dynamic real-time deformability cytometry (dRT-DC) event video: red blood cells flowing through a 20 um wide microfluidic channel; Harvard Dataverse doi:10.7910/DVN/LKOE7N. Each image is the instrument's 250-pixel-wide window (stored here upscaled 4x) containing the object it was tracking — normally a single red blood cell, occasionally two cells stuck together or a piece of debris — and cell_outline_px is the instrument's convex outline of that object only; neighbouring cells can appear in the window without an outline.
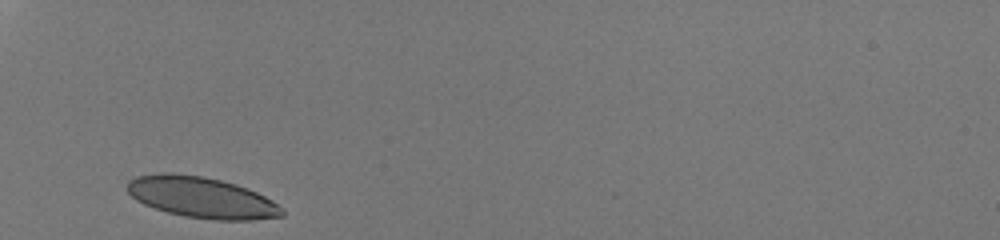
{"species": "human", "species_latin": "Homo sapiens", "temperature_condition": "room temperature", "stored_images_in_passage": 27, "camera_frame_rate_fps": 3000, "um_per_image_px": 0.085, "donor": {"sex": "male"}, "frame": {"image": 1, "passage_image": 1, "time_ms": 0.0, "image_size_px": [1000, 240], "cell_outline_px": [[284, 216], [256, 220], [212, 220], [184, 216], [168, 212], [144, 204], [136, 200], [128, 192], [128, 180], [136, 176], [164, 172], [204, 176], [236, 184], [248, 188], [272, 200], [284, 212]], "centroid_in_image_um": [17.14, 16.78], "position_along_channel_um": 67.9, "area_um2": 36.93}}
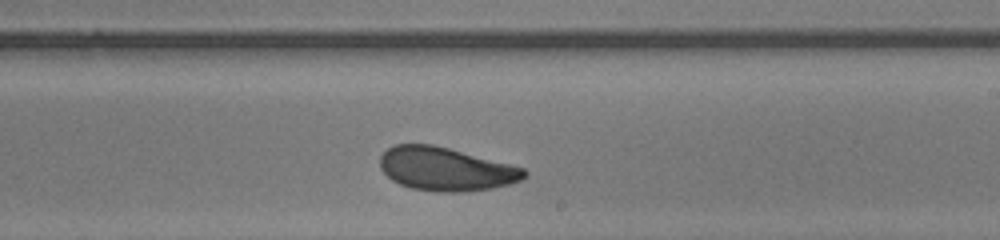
{"frame": {"image": 2, "passage_image": 16, "time_ms": 5.0, "image_size_px": [1000, 240], "cell_outline_px": [[528, 176], [520, 180], [508, 184], [492, 188], [460, 192], [436, 192], [412, 188], [400, 184], [392, 180], [380, 168], [380, 156], [388, 148], [396, 144], [432, 144], [448, 148], [524, 168], [528, 172]], "centroid_in_image_um": [37.88, 14.37], "position_along_channel_um": 251.1, "area_um2": 36.24}}
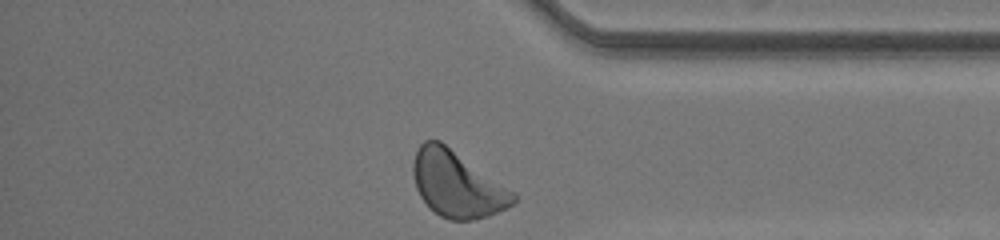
{"frame": {"image": 3, "passage_image": 27, "time_ms": 8.667, "image_size_px": [1000, 240], "cell_outline_px": [[516, 200], [508, 208], [488, 216], [472, 220], [448, 220], [440, 216], [420, 196], [416, 188], [412, 172], [412, 164], [416, 152], [420, 144], [424, 140], [440, 140], [516, 192]], "centroid_in_image_um": [38.87, 15.65], "position_along_channel_um": 396.3, "area_um2": 38.61}, "authors_computed_cell_mechanics": {"area_um2": 36.5874, "velocity_mm_per_s": 4.0444, "shape_relaxation_time_tau1_ms": 2.3457, "shape_relaxation_time_tau2_ms": 0.7829, "deformation_change_tau1": 0.1033, "deformation_change_tau2": 0.0603}}